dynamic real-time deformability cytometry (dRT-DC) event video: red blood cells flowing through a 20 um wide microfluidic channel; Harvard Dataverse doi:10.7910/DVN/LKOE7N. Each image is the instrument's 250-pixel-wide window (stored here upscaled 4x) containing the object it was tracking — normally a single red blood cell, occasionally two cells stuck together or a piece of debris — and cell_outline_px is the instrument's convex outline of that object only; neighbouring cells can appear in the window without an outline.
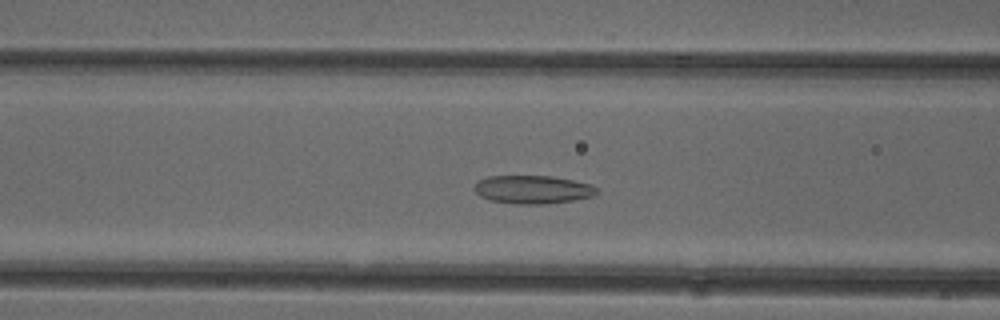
{"species": "common noctule bat (a hibernating species)", "species_latin": "Nyctalus noctula", "temperature_condition": "cold", "stored_images_in_passage": 47, "camera_frame_rate_fps": 3000, "um_per_image_px": 0.085, "animal": {"sex": "female"}, "frame": {"image": 1, "passage_image": 16, "time_ms": 5.0, "image_size_px": [1000, 320], "cell_outline_px": [[600, 192], [596, 196], [572, 200], [544, 204], [516, 204], [488, 200], [480, 196], [472, 188], [480, 180], [488, 176], [552, 176], [572, 180], [588, 184], [596, 188]], "centroid_in_image_um": [45.28, 16.12], "position_along_channel_um": 121.3, "area_um2": 20.17}}
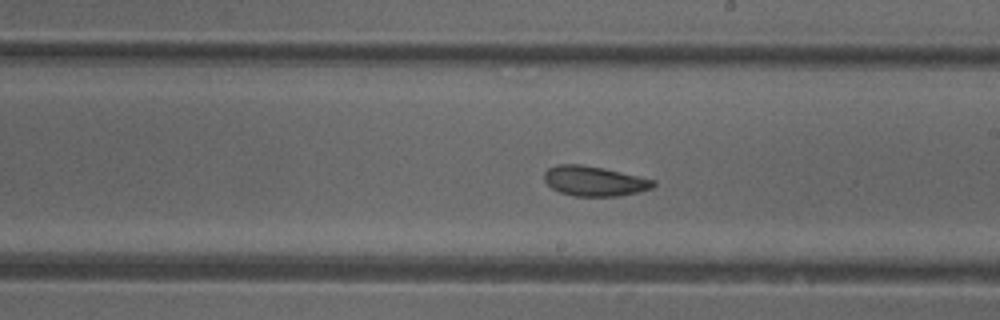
{"frame": {"image": 2, "passage_image": 25, "time_ms": 8.0, "image_size_px": [1000, 320], "cell_outline_px": [[656, 184], [652, 188], [640, 192], [620, 196], [576, 196], [560, 192], [552, 188], [544, 180], [544, 172], [548, 168], [556, 164], [580, 164], [604, 168], [656, 180]], "centroid_in_image_um": [50.53, 15.39], "position_along_channel_um": 238.5, "area_um2": 19.13}}
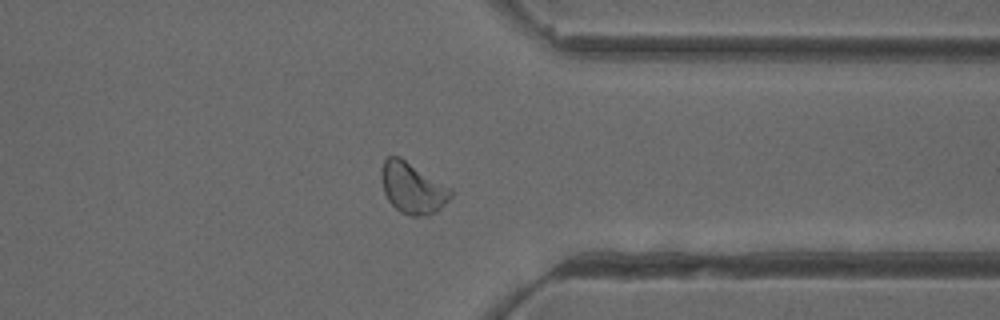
{"frame": {"image": 3, "passage_image": 36, "time_ms": 11.667, "image_size_px": [1000, 320], "cell_outline_px": [[452, 196], [436, 212], [428, 216], [408, 216], [400, 212], [388, 200], [384, 192], [380, 176], [380, 172], [384, 160], [388, 156], [400, 156], [452, 188]], "centroid_in_image_um": [35.06, 15.98], "position_along_channel_um": 376.3, "area_um2": 20.87}, "authors_computed_cell_mechanics": {"area_um2": 20.7502, "velocity_mm_per_s": 3.9081, "shape_relaxation_time_tau1_ms": null, "shape_relaxation_time_tau2_ms": 2.4479, "deformation_change_tau1": null, "deformation_change_tau2": 0.0685}}